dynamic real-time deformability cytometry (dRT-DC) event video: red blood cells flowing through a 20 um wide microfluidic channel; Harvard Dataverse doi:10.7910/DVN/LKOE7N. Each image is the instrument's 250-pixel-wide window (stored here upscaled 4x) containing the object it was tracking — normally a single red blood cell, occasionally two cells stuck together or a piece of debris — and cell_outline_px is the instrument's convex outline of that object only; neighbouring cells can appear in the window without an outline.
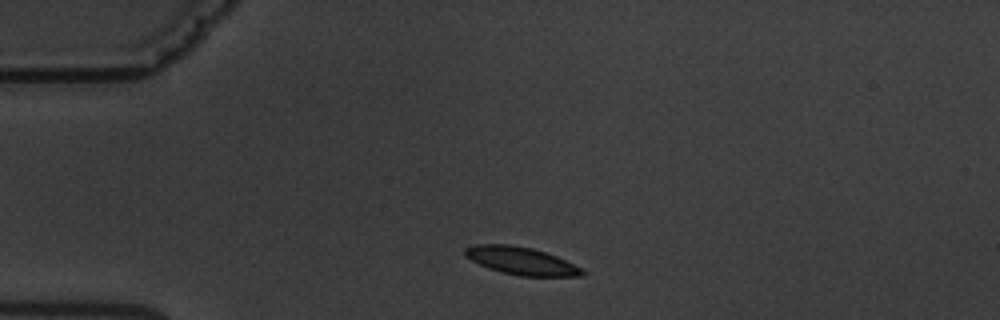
{"species": "common noctule bat (a hibernating species)", "species_latin": "Nyctalus noctula", "temperature_condition": "warm", "stored_images_in_passage": 3, "camera_frame_rate_fps": 3000, "um_per_image_px": 0.085, "animal": {"sex": "male", "body_mass_g": 19.5, "forearm_length_mm": 54.6}, "frame": {"image": 1, "passage_image": 1, "time_ms": 0.0, "image_size_px": [1000, 320], "cell_outline_px": [[588, 272], [584, 276], [520, 276], [488, 268], [464, 256], [464, 248], [476, 244], [512, 244], [532, 248], [556, 256], [584, 268]], "centroid_in_image_um": [44.35, 22.17], "position_along_channel_um": 40.7, "area_um2": 19.02}}
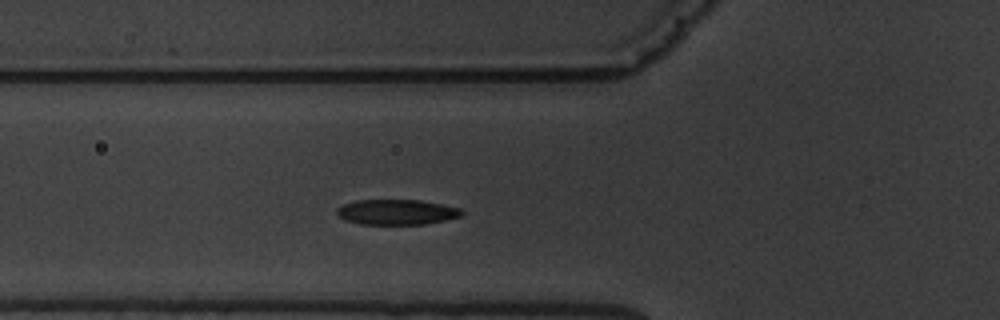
{"frame": {"image": 2, "passage_image": 3, "time_ms": 2.333, "image_size_px": [1000, 320], "cell_outline_px": [[464, 212], [460, 216], [444, 220], [424, 224], [360, 224], [344, 220], [336, 216], [336, 208], [344, 204], [356, 200], [420, 200], [460, 208]], "centroid_in_image_um": [33.65, 18.02], "position_along_channel_um": 92.1, "area_um2": 18.38}}